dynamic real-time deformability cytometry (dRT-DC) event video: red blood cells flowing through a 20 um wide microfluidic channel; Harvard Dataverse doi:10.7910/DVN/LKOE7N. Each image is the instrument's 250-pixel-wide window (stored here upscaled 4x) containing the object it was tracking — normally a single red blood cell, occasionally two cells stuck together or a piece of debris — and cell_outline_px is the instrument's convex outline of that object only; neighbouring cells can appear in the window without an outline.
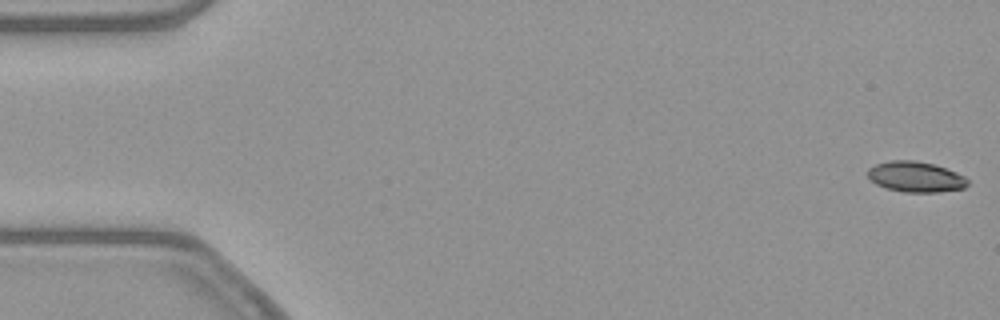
{"species": "common noctule bat (a hibernating species)", "species_latin": "Nyctalus noctula", "temperature_condition": "warm", "stored_images_in_passage": 53, "camera_frame_rate_fps": 3000, "um_per_image_px": 0.085, "animal": {"sex": "female", "body_mass_g": 21.9}, "frame": {"image": 1, "passage_image": 1, "time_ms": 0.0, "image_size_px": [1000, 320], "cell_outline_px": [[968, 184], [964, 188], [940, 192], [904, 192], [888, 188], [876, 184], [868, 176], [868, 168], [876, 164], [892, 160], [916, 160], [932, 164], [956, 172], [964, 176], [968, 180]], "centroid_in_image_um": [77.84, 15.03], "position_along_channel_um": 7.2, "area_um2": 17.63}}
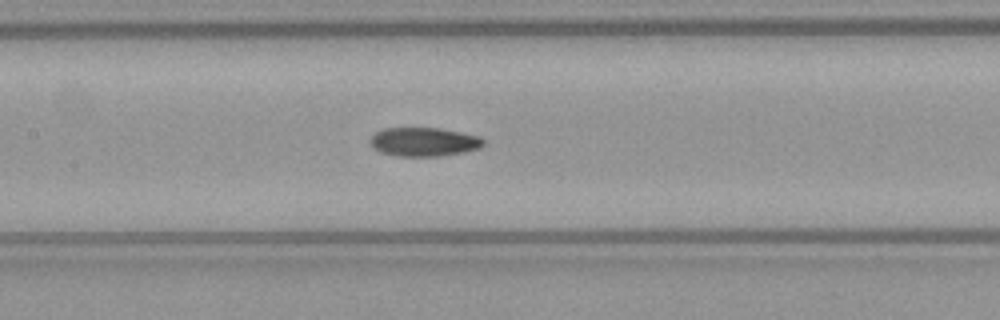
{"frame": {"image": 2, "passage_image": 25, "time_ms": 8.0, "image_size_px": [1000, 320], "cell_outline_px": [[484, 144], [480, 148], [464, 152], [440, 156], [396, 156], [380, 152], [372, 148], [368, 140], [376, 132], [384, 128], [440, 128], [480, 136], [484, 140]], "centroid_in_image_um": [36.01, 12.06], "position_along_channel_um": 171.4, "area_um2": 19.19}}
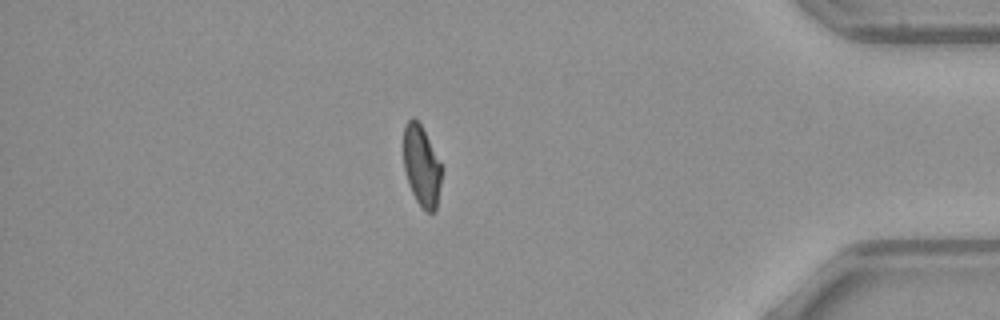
{"frame": {"image": 3, "passage_image": 46, "time_ms": 15.0, "image_size_px": [1000, 320], "cell_outline_px": [[440, 184], [436, 212], [424, 212], [416, 200], [408, 184], [404, 168], [404, 128], [408, 120], [412, 116], [420, 124], [440, 164]], "centroid_in_image_um": [35.81, 14.16], "position_along_channel_um": 399.4, "area_um2": 17.46}, "authors_computed_cell_mechanics": {"area_um2": 18.9584, "velocity_mm_per_s": 3.8442, "shape_relaxation_time_tau1_ms": null, "shape_relaxation_time_tau2_ms": 4.357, "deformation_change_tau1": null, "deformation_change_tau2": 0.1001}}